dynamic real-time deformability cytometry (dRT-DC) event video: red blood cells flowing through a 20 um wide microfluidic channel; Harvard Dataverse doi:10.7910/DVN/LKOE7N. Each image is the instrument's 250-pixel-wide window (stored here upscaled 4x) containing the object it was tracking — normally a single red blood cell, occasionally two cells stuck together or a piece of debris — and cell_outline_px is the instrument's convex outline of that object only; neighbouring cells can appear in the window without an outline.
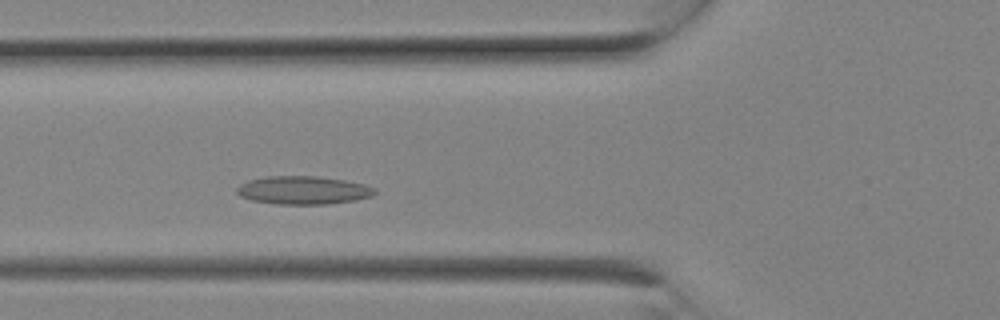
{"species": "Egyptian fruit bat (a non-hibernating species)", "species_latin": "Rousettus aegyptiacus", "temperature_condition": "room temperature", "stored_images_in_passage": 5, "camera_frame_rate_fps": 3000, "um_per_image_px": 0.085, "animal": {"sex": "female"}, "frame": {"image": 1, "passage_image": 5, "time_ms": 1.333, "image_size_px": [1000, 320], "cell_outline_px": [[376, 192], [372, 196], [356, 200], [328, 204], [276, 204], [252, 200], [240, 196], [236, 192], [236, 188], [240, 184], [248, 180], [264, 176], [316, 176], [344, 180], [364, 184], [376, 188]], "centroid_in_image_um": [25.76, 16.16], "position_along_channel_um": 100.0, "area_um2": 22.77}}